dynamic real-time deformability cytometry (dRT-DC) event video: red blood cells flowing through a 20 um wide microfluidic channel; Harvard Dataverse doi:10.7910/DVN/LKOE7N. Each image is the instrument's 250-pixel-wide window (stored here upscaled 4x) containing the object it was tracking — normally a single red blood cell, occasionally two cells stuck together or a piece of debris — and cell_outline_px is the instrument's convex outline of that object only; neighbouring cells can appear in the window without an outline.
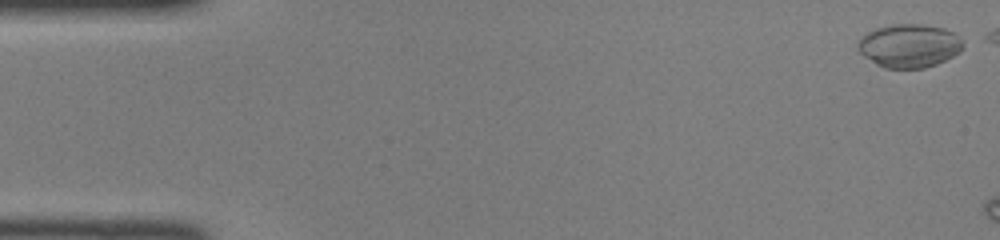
{"species": "common noctule bat (a hibernating species)", "species_latin": "Nyctalus noctula", "temperature_condition": "room temperature", "stored_images_in_passage": 5, "camera_frame_rate_fps": 3000, "um_per_image_px": 0.085, "animal": {"sex": "female", "body_mass_g": 22.0, "forearm_length_mm": 56.7}, "frame": {"image": 1, "passage_image": 1, "time_ms": 0.0, "image_size_px": [1000, 240], "cell_outline_px": [[964, 44], [960, 52], [936, 64], [924, 68], [884, 68], [876, 64], [864, 56], [856, 48], [856, 44], [868, 32], [876, 28], [892, 24], [920, 24], [944, 28], [952, 32]], "centroid_in_image_um": [77.26, 3.89], "position_along_channel_um": 7.7, "area_um2": 26.41}}